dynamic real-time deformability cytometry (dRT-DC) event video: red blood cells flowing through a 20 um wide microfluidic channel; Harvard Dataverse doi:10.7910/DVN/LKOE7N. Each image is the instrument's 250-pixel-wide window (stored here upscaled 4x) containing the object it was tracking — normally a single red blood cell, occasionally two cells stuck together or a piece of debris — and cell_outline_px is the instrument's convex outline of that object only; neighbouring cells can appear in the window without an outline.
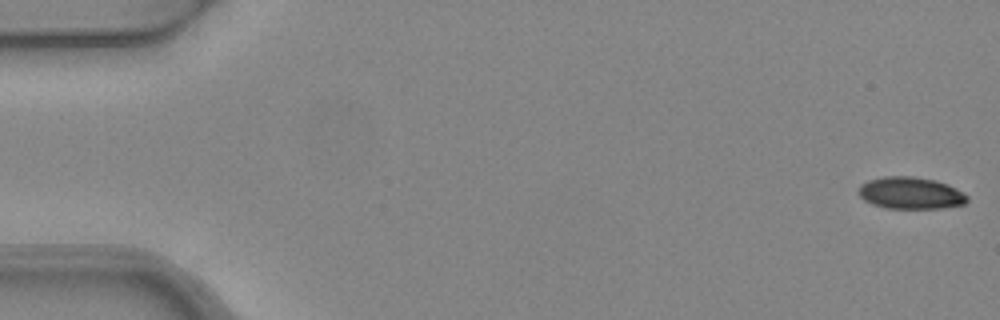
{"species": "common noctule bat (a hibernating species)", "species_latin": "Nyctalus noctula", "temperature_condition": "warm", "stored_images_in_passage": 6, "camera_frame_rate_fps": 3000, "um_per_image_px": 0.085, "animal": {"sex": "female", "body_mass_g": 24.6, "forearm_length_mm": 56.2}, "frame": {"image": 1, "passage_image": 1, "time_ms": 0.0, "image_size_px": [1000, 320], "cell_outline_px": [[968, 200], [964, 204], [944, 208], [888, 208], [872, 204], [864, 200], [860, 196], [860, 184], [868, 180], [884, 176], [912, 176], [936, 180], [948, 184], [964, 192], [968, 196]], "centroid_in_image_um": [77.43, 16.4], "position_along_channel_um": 7.6, "area_um2": 20.29}}
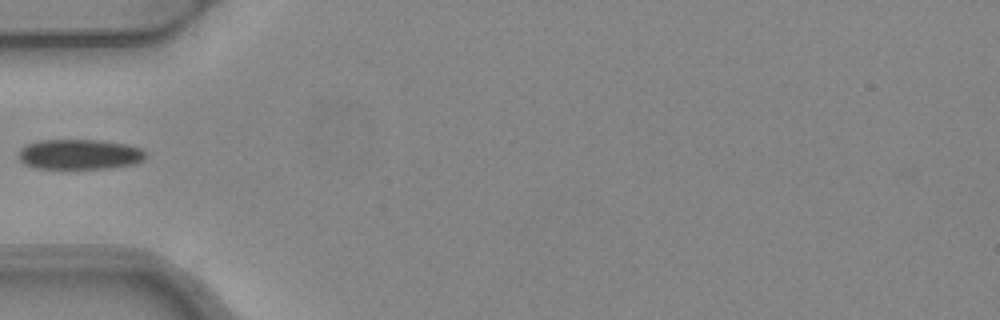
{"frame": {"image": 2, "passage_image": 5, "time_ms": 1.333, "image_size_px": [1000, 320], "cell_outline_px": [[148, 156], [144, 160], [136, 164], [112, 168], [36, 168], [24, 164], [20, 160], [20, 148], [28, 144], [40, 140], [100, 140], [124, 144], [140, 148], [148, 152]], "centroid_in_image_um": [6.83, 13.12], "position_along_channel_um": 78.2, "area_um2": 22.43}}
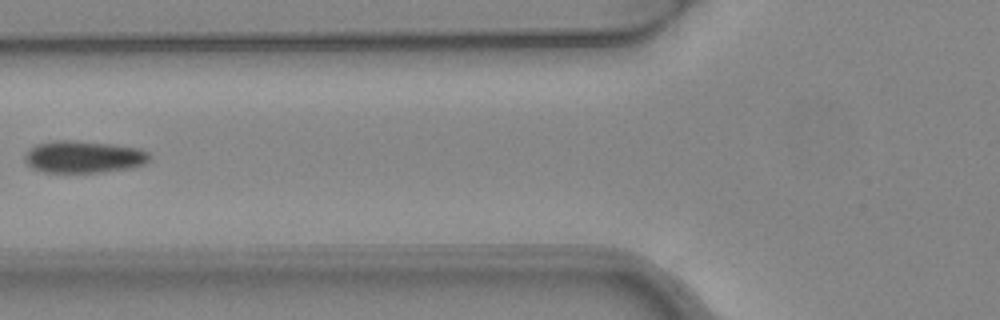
{"frame": {"image": 3, "passage_image": 6, "time_ms": 1.667, "image_size_px": [1000, 320], "cell_outline_px": [[152, 156], [144, 164], [132, 168], [100, 172], [44, 172], [32, 168], [24, 160], [24, 156], [36, 144], [56, 140], [72, 140], [112, 144], [140, 148], [148, 152]], "centroid_in_image_um": [7.14, 13.33], "position_along_channel_um": 118.7, "area_um2": 23.35}}